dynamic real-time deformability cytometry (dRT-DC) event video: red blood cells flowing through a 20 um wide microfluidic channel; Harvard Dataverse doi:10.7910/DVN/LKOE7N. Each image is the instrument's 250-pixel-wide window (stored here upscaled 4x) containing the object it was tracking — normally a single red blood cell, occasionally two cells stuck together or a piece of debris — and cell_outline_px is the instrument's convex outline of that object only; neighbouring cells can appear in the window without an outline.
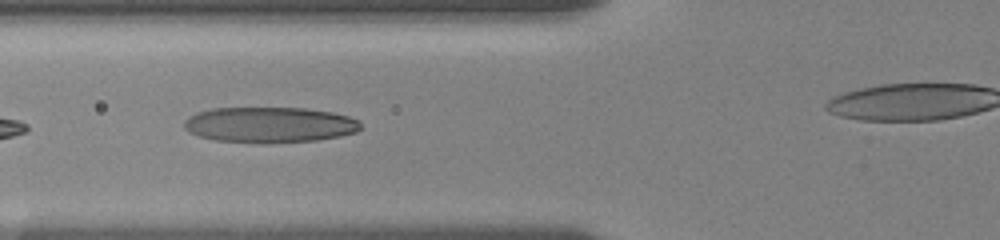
{"species": "human", "species_latin": "Homo sapiens", "temperature_condition": "room temperature", "stored_images_in_passage": 5, "camera_frame_rate_fps": 3000, "um_per_image_px": 0.085, "donor": {"sex": "female"}, "frame": {"image": 1, "passage_image": 2, "time_ms": 1.0, "image_size_px": [1000, 240], "cell_outline_px": [[360, 128], [356, 132], [340, 136], [316, 140], [264, 144], [260, 144], [216, 140], [200, 136], [188, 132], [184, 128], [184, 120], [188, 116], [196, 112], [212, 108], [304, 108], [332, 112], [348, 116], [360, 120]], "centroid_in_image_um": [22.89, 10.61], "position_along_channel_um": 102.9, "area_um2": 36.99}}
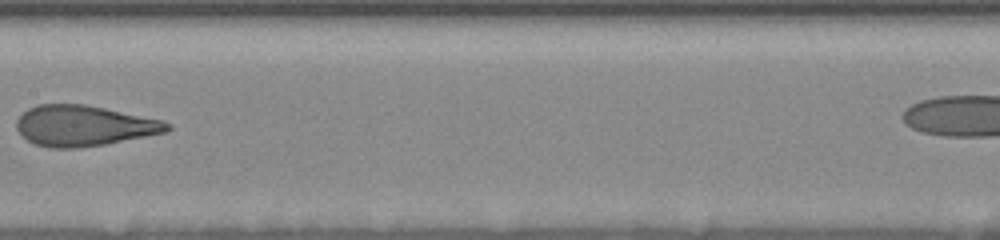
{"frame": {"image": 2, "passage_image": 4, "time_ms": 3.667, "image_size_px": [1000, 240], "cell_outline_px": [[172, 128], [164, 132], [104, 144], [80, 148], [52, 148], [36, 144], [28, 140], [16, 128], [16, 120], [28, 108], [36, 104], [88, 104], [164, 120], [172, 124]], "centroid_in_image_um": [7.14, 10.67], "position_along_channel_um": 200.3, "area_um2": 35.66}}
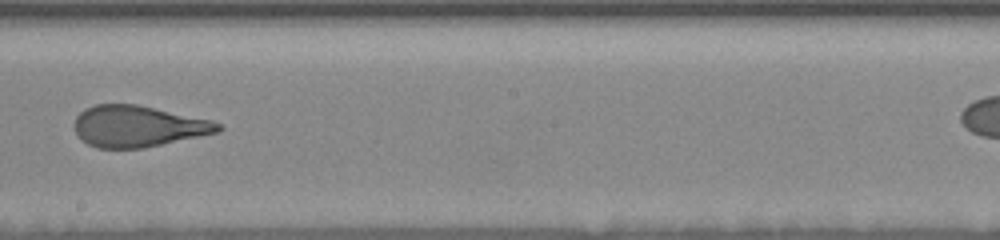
{"frame": {"image": 3, "passage_image": 5, "time_ms": 4.667, "image_size_px": [1000, 240], "cell_outline_px": [[224, 128], [216, 132], [144, 148], [96, 148], [88, 144], [76, 132], [76, 116], [84, 108], [96, 104], [136, 104], [212, 120], [220, 124]], "centroid_in_image_um": [11.72, 10.72], "position_along_channel_um": 236.5, "area_um2": 34.16}}